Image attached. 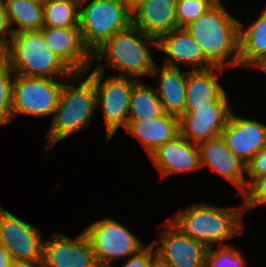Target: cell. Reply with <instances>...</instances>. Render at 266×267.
<instances>
[{"mask_svg":"<svg viewBox=\"0 0 266 267\" xmlns=\"http://www.w3.org/2000/svg\"><path fill=\"white\" fill-rule=\"evenodd\" d=\"M226 92L207 107L184 112L179 118V133L193 143L221 135L231 110Z\"/></svg>","mask_w":266,"mask_h":267,"instance_id":"obj_12","label":"cell"},{"mask_svg":"<svg viewBox=\"0 0 266 267\" xmlns=\"http://www.w3.org/2000/svg\"><path fill=\"white\" fill-rule=\"evenodd\" d=\"M246 175L250 178L247 185L255 178L266 176V146L246 164Z\"/></svg>","mask_w":266,"mask_h":267,"instance_id":"obj_32","label":"cell"},{"mask_svg":"<svg viewBox=\"0 0 266 267\" xmlns=\"http://www.w3.org/2000/svg\"><path fill=\"white\" fill-rule=\"evenodd\" d=\"M132 25L158 40L178 28L176 0H144L132 11Z\"/></svg>","mask_w":266,"mask_h":267,"instance_id":"obj_19","label":"cell"},{"mask_svg":"<svg viewBox=\"0 0 266 267\" xmlns=\"http://www.w3.org/2000/svg\"><path fill=\"white\" fill-rule=\"evenodd\" d=\"M121 1L131 12L134 11L140 4L144 2V0H121Z\"/></svg>","mask_w":266,"mask_h":267,"instance_id":"obj_35","label":"cell"},{"mask_svg":"<svg viewBox=\"0 0 266 267\" xmlns=\"http://www.w3.org/2000/svg\"><path fill=\"white\" fill-rule=\"evenodd\" d=\"M221 137L228 149L247 164L266 146V125L257 119L242 118L231 111Z\"/></svg>","mask_w":266,"mask_h":267,"instance_id":"obj_14","label":"cell"},{"mask_svg":"<svg viewBox=\"0 0 266 267\" xmlns=\"http://www.w3.org/2000/svg\"><path fill=\"white\" fill-rule=\"evenodd\" d=\"M185 29L214 67H239V20L228 13L223 0H218Z\"/></svg>","mask_w":266,"mask_h":267,"instance_id":"obj_1","label":"cell"},{"mask_svg":"<svg viewBox=\"0 0 266 267\" xmlns=\"http://www.w3.org/2000/svg\"><path fill=\"white\" fill-rule=\"evenodd\" d=\"M242 210V211H241ZM244 208L194 204L178 211L169 220L191 239L207 248L230 245L225 240L240 235L245 229L241 222ZM221 243V244H220Z\"/></svg>","mask_w":266,"mask_h":267,"instance_id":"obj_4","label":"cell"},{"mask_svg":"<svg viewBox=\"0 0 266 267\" xmlns=\"http://www.w3.org/2000/svg\"><path fill=\"white\" fill-rule=\"evenodd\" d=\"M157 41V49L167 56L163 65L179 67V64H183L192 67V71L214 67L185 28L174 29L162 35Z\"/></svg>","mask_w":266,"mask_h":267,"instance_id":"obj_18","label":"cell"},{"mask_svg":"<svg viewBox=\"0 0 266 267\" xmlns=\"http://www.w3.org/2000/svg\"><path fill=\"white\" fill-rule=\"evenodd\" d=\"M163 114L155 88L138 80L131 90L128 121L152 120Z\"/></svg>","mask_w":266,"mask_h":267,"instance_id":"obj_25","label":"cell"},{"mask_svg":"<svg viewBox=\"0 0 266 267\" xmlns=\"http://www.w3.org/2000/svg\"><path fill=\"white\" fill-rule=\"evenodd\" d=\"M149 46L158 48L157 39L144 34L131 24L127 29L108 38L92 53V61L98 62L94 69L104 72L108 66L119 71V75L116 76L136 80L142 76H151L156 61ZM105 59L106 66L103 65Z\"/></svg>","mask_w":266,"mask_h":267,"instance_id":"obj_2","label":"cell"},{"mask_svg":"<svg viewBox=\"0 0 266 267\" xmlns=\"http://www.w3.org/2000/svg\"><path fill=\"white\" fill-rule=\"evenodd\" d=\"M79 4L78 26L83 44L91 54L132 24V12L121 0H79Z\"/></svg>","mask_w":266,"mask_h":267,"instance_id":"obj_6","label":"cell"},{"mask_svg":"<svg viewBox=\"0 0 266 267\" xmlns=\"http://www.w3.org/2000/svg\"><path fill=\"white\" fill-rule=\"evenodd\" d=\"M156 244L157 240L145 246L138 253L128 257L122 267H150L151 263L157 258L156 250H154ZM110 267H113V265Z\"/></svg>","mask_w":266,"mask_h":267,"instance_id":"obj_31","label":"cell"},{"mask_svg":"<svg viewBox=\"0 0 266 267\" xmlns=\"http://www.w3.org/2000/svg\"><path fill=\"white\" fill-rule=\"evenodd\" d=\"M218 0H176L178 28H185L208 11Z\"/></svg>","mask_w":266,"mask_h":267,"instance_id":"obj_29","label":"cell"},{"mask_svg":"<svg viewBox=\"0 0 266 267\" xmlns=\"http://www.w3.org/2000/svg\"><path fill=\"white\" fill-rule=\"evenodd\" d=\"M259 69L266 74V62Z\"/></svg>","mask_w":266,"mask_h":267,"instance_id":"obj_38","label":"cell"},{"mask_svg":"<svg viewBox=\"0 0 266 267\" xmlns=\"http://www.w3.org/2000/svg\"><path fill=\"white\" fill-rule=\"evenodd\" d=\"M83 232L99 267H110L116 259L130 257L145 247L124 225L107 217L92 222Z\"/></svg>","mask_w":266,"mask_h":267,"instance_id":"obj_9","label":"cell"},{"mask_svg":"<svg viewBox=\"0 0 266 267\" xmlns=\"http://www.w3.org/2000/svg\"><path fill=\"white\" fill-rule=\"evenodd\" d=\"M240 196H244L242 206L246 212L266 204V176L253 179Z\"/></svg>","mask_w":266,"mask_h":267,"instance_id":"obj_30","label":"cell"},{"mask_svg":"<svg viewBox=\"0 0 266 267\" xmlns=\"http://www.w3.org/2000/svg\"><path fill=\"white\" fill-rule=\"evenodd\" d=\"M13 79L7 59L0 55V125L11 122Z\"/></svg>","mask_w":266,"mask_h":267,"instance_id":"obj_27","label":"cell"},{"mask_svg":"<svg viewBox=\"0 0 266 267\" xmlns=\"http://www.w3.org/2000/svg\"><path fill=\"white\" fill-rule=\"evenodd\" d=\"M2 55L7 59L14 75L67 79L75 74L47 47L41 31L13 33L10 44Z\"/></svg>","mask_w":266,"mask_h":267,"instance_id":"obj_5","label":"cell"},{"mask_svg":"<svg viewBox=\"0 0 266 267\" xmlns=\"http://www.w3.org/2000/svg\"><path fill=\"white\" fill-rule=\"evenodd\" d=\"M198 147L201 168L209 166L212 171L230 181L240 190V196L247 188L246 163L228 149L221 135L198 143Z\"/></svg>","mask_w":266,"mask_h":267,"instance_id":"obj_16","label":"cell"},{"mask_svg":"<svg viewBox=\"0 0 266 267\" xmlns=\"http://www.w3.org/2000/svg\"><path fill=\"white\" fill-rule=\"evenodd\" d=\"M150 267H169L163 263L158 257L151 263Z\"/></svg>","mask_w":266,"mask_h":267,"instance_id":"obj_37","label":"cell"},{"mask_svg":"<svg viewBox=\"0 0 266 267\" xmlns=\"http://www.w3.org/2000/svg\"><path fill=\"white\" fill-rule=\"evenodd\" d=\"M79 0H43L44 26L79 27Z\"/></svg>","mask_w":266,"mask_h":267,"instance_id":"obj_26","label":"cell"},{"mask_svg":"<svg viewBox=\"0 0 266 267\" xmlns=\"http://www.w3.org/2000/svg\"><path fill=\"white\" fill-rule=\"evenodd\" d=\"M222 67H212L206 70H190L186 79L185 112L196 108L207 107L217 101L225 92L217 81V72H223ZM217 71V72H215Z\"/></svg>","mask_w":266,"mask_h":267,"instance_id":"obj_21","label":"cell"},{"mask_svg":"<svg viewBox=\"0 0 266 267\" xmlns=\"http://www.w3.org/2000/svg\"><path fill=\"white\" fill-rule=\"evenodd\" d=\"M159 84L155 88L157 96L162 104L164 113L180 118L185 112L186 79L188 72H182L180 67L162 65L158 69L157 64L151 76H156Z\"/></svg>","mask_w":266,"mask_h":267,"instance_id":"obj_20","label":"cell"},{"mask_svg":"<svg viewBox=\"0 0 266 267\" xmlns=\"http://www.w3.org/2000/svg\"><path fill=\"white\" fill-rule=\"evenodd\" d=\"M150 158L161 173L162 179L172 174L201 168L198 144L189 141L180 133L161 145Z\"/></svg>","mask_w":266,"mask_h":267,"instance_id":"obj_17","label":"cell"},{"mask_svg":"<svg viewBox=\"0 0 266 267\" xmlns=\"http://www.w3.org/2000/svg\"><path fill=\"white\" fill-rule=\"evenodd\" d=\"M9 22L18 28L13 33L22 31H40L44 27L43 0H2Z\"/></svg>","mask_w":266,"mask_h":267,"instance_id":"obj_24","label":"cell"},{"mask_svg":"<svg viewBox=\"0 0 266 267\" xmlns=\"http://www.w3.org/2000/svg\"><path fill=\"white\" fill-rule=\"evenodd\" d=\"M266 62V8L248 27L239 21V67L260 68Z\"/></svg>","mask_w":266,"mask_h":267,"instance_id":"obj_23","label":"cell"},{"mask_svg":"<svg viewBox=\"0 0 266 267\" xmlns=\"http://www.w3.org/2000/svg\"><path fill=\"white\" fill-rule=\"evenodd\" d=\"M125 130L141 141L150 156L161 145L179 134V118L164 113L152 120L128 121Z\"/></svg>","mask_w":266,"mask_h":267,"instance_id":"obj_22","label":"cell"},{"mask_svg":"<svg viewBox=\"0 0 266 267\" xmlns=\"http://www.w3.org/2000/svg\"><path fill=\"white\" fill-rule=\"evenodd\" d=\"M40 31L47 47L74 73H85L94 66L92 54L83 44L79 27L44 26Z\"/></svg>","mask_w":266,"mask_h":267,"instance_id":"obj_15","label":"cell"},{"mask_svg":"<svg viewBox=\"0 0 266 267\" xmlns=\"http://www.w3.org/2000/svg\"><path fill=\"white\" fill-rule=\"evenodd\" d=\"M247 261L235 245L209 247L205 256L204 267H246Z\"/></svg>","mask_w":266,"mask_h":267,"instance_id":"obj_28","label":"cell"},{"mask_svg":"<svg viewBox=\"0 0 266 267\" xmlns=\"http://www.w3.org/2000/svg\"><path fill=\"white\" fill-rule=\"evenodd\" d=\"M158 232L157 257L169 267H204L207 247L184 234L169 219Z\"/></svg>","mask_w":266,"mask_h":267,"instance_id":"obj_11","label":"cell"},{"mask_svg":"<svg viewBox=\"0 0 266 267\" xmlns=\"http://www.w3.org/2000/svg\"><path fill=\"white\" fill-rule=\"evenodd\" d=\"M96 88V109L102 111L107 141L115 135L120 126L128 124L131 90L138 81L129 77L110 75L104 80L105 72L95 69L88 73ZM104 80V81H103ZM99 107V108H98Z\"/></svg>","mask_w":266,"mask_h":267,"instance_id":"obj_7","label":"cell"},{"mask_svg":"<svg viewBox=\"0 0 266 267\" xmlns=\"http://www.w3.org/2000/svg\"><path fill=\"white\" fill-rule=\"evenodd\" d=\"M12 36L13 30L9 22L8 14L3 1L0 0V55L7 50Z\"/></svg>","mask_w":266,"mask_h":267,"instance_id":"obj_33","label":"cell"},{"mask_svg":"<svg viewBox=\"0 0 266 267\" xmlns=\"http://www.w3.org/2000/svg\"><path fill=\"white\" fill-rule=\"evenodd\" d=\"M85 75L75 73L64 81L57 107L51 116V126L45 136L48 139L47 152L73 132L88 128L94 117L97 108L96 88L94 81ZM72 80L81 81L80 85H71Z\"/></svg>","mask_w":266,"mask_h":267,"instance_id":"obj_3","label":"cell"},{"mask_svg":"<svg viewBox=\"0 0 266 267\" xmlns=\"http://www.w3.org/2000/svg\"><path fill=\"white\" fill-rule=\"evenodd\" d=\"M12 262L8 251L0 244V267H10Z\"/></svg>","mask_w":266,"mask_h":267,"instance_id":"obj_34","label":"cell"},{"mask_svg":"<svg viewBox=\"0 0 266 267\" xmlns=\"http://www.w3.org/2000/svg\"><path fill=\"white\" fill-rule=\"evenodd\" d=\"M40 229L24 222L0 206V244L13 262L41 266L43 241Z\"/></svg>","mask_w":266,"mask_h":267,"instance_id":"obj_10","label":"cell"},{"mask_svg":"<svg viewBox=\"0 0 266 267\" xmlns=\"http://www.w3.org/2000/svg\"><path fill=\"white\" fill-rule=\"evenodd\" d=\"M53 235L49 240L43 241L40 267H99L84 232L75 239L63 233Z\"/></svg>","mask_w":266,"mask_h":267,"instance_id":"obj_13","label":"cell"},{"mask_svg":"<svg viewBox=\"0 0 266 267\" xmlns=\"http://www.w3.org/2000/svg\"><path fill=\"white\" fill-rule=\"evenodd\" d=\"M65 79L14 75L11 121L17 115L54 114Z\"/></svg>","mask_w":266,"mask_h":267,"instance_id":"obj_8","label":"cell"},{"mask_svg":"<svg viewBox=\"0 0 266 267\" xmlns=\"http://www.w3.org/2000/svg\"><path fill=\"white\" fill-rule=\"evenodd\" d=\"M10 267H39L26 262H12Z\"/></svg>","mask_w":266,"mask_h":267,"instance_id":"obj_36","label":"cell"}]
</instances>
